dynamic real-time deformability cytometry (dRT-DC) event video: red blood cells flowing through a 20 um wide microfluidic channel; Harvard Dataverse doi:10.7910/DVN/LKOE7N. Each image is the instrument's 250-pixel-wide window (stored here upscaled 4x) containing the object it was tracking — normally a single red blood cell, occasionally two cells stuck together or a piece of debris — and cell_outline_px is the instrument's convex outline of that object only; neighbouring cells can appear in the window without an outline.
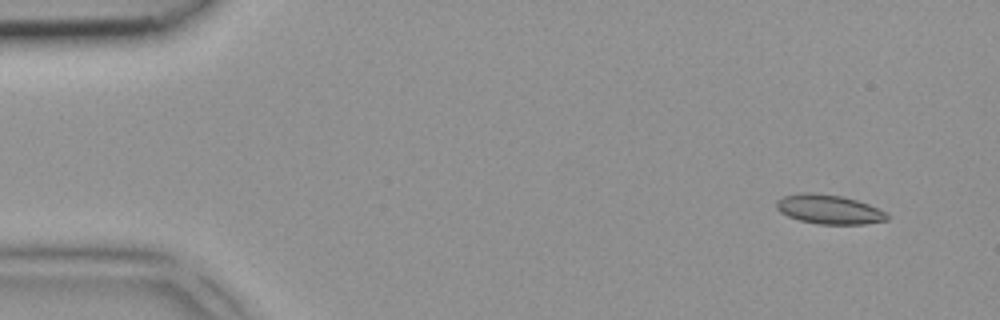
{"species": "common noctule bat (a hibernating species)", "species_latin": "Nyctalus noctula", "temperature_condition": "room temperature", "stored_images_in_passage": 3, "camera_frame_rate_fps": 3000, "um_per_image_px": 0.085, "animal": {"sex": "female", "body_mass_g": 18.4}, "frame": {"image": 1, "passage_image": 1, "time_ms": 0.0, "image_size_px": [1000, 320], "cell_outline_px": [[888, 220], [864, 224], [816, 224], [800, 220], [788, 216], [780, 212], [776, 208], [776, 200], [784, 196], [804, 192], [840, 196], [856, 200], [868, 204], [884, 212], [888, 216]], "centroid_in_image_um": [70.43, 17.8], "position_along_channel_um": 14.6, "area_um2": 18.61}}